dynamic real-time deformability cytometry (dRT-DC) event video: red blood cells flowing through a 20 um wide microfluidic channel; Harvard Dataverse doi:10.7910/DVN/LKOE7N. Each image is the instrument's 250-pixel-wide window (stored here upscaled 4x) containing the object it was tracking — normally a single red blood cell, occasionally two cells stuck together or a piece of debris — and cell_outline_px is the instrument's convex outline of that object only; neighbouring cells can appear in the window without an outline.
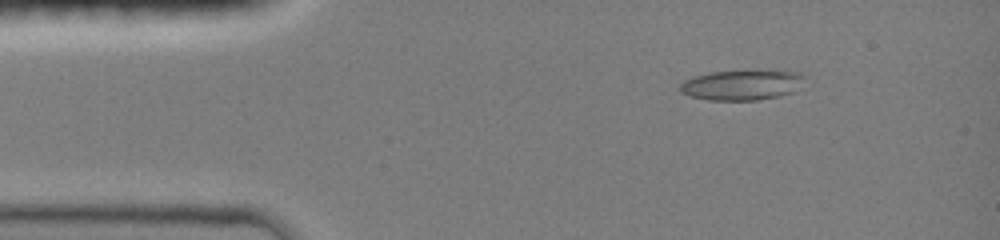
{"species": "common noctule bat (a hibernating species)", "species_latin": "Nyctalus noctula", "temperature_condition": "room temperature", "stored_images_in_passage": 16, "camera_frame_rate_fps": 3000, "um_per_image_px": 0.085, "animal": {"sex": "female", "body_mass_g": 19.0, "forearm_length_mm": 51.5}, "frame": {"image": 1, "passage_image": 5, "time_ms": 1.667, "image_size_px": [1000, 240], "cell_outline_px": [[804, 76], [796, 92], [780, 96], [756, 100], [708, 100], [688, 96], [680, 92], [680, 84], [684, 80], [696, 76], [712, 72], [800, 72]], "centroid_in_image_um": [63.02, 7.26], "position_along_channel_um": 22.0, "area_um2": 21.39}}
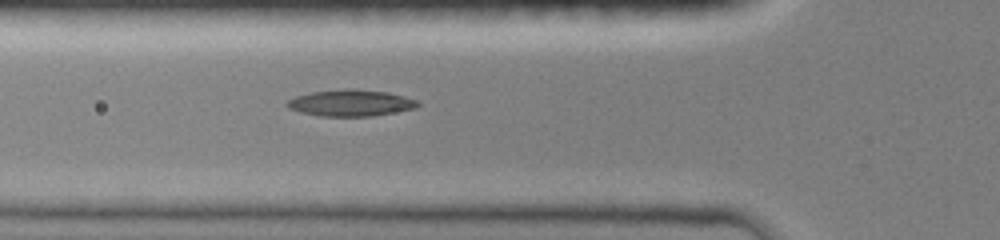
{"frame": {"image": 2, "passage_image": 13, "time_ms": 5.0, "image_size_px": [1000, 240], "cell_outline_px": [[420, 104], [416, 108], [372, 116], [320, 116], [300, 112], [288, 108], [284, 104], [288, 100], [296, 96], [312, 92], [344, 88], [388, 92], [404, 96], [416, 100]], "centroid_in_image_um": [29.78, 8.75], "position_along_channel_um": 96.0, "area_um2": 20.11}}
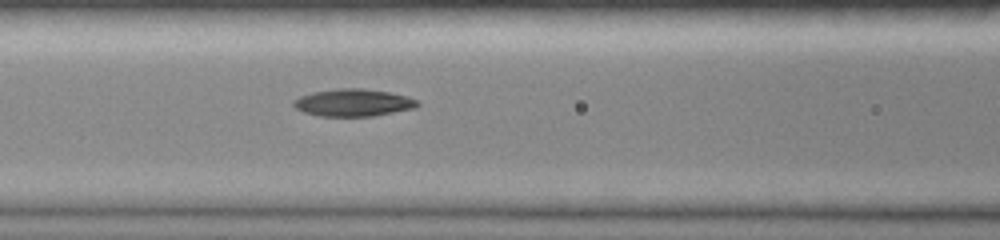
{"frame": {"image": 3, "passage_image": 16, "time_ms": 6.0, "image_size_px": [1000, 240], "cell_outline_px": [[420, 104], [416, 108], [376, 116], [320, 116], [304, 112], [296, 108], [292, 104], [292, 100], [300, 96], [312, 92], [340, 88], [360, 88], [388, 92], [404, 96], [416, 100]], "centroid_in_image_um": [30.01, 8.73], "position_along_channel_um": 136.6, "area_um2": 19.71}}